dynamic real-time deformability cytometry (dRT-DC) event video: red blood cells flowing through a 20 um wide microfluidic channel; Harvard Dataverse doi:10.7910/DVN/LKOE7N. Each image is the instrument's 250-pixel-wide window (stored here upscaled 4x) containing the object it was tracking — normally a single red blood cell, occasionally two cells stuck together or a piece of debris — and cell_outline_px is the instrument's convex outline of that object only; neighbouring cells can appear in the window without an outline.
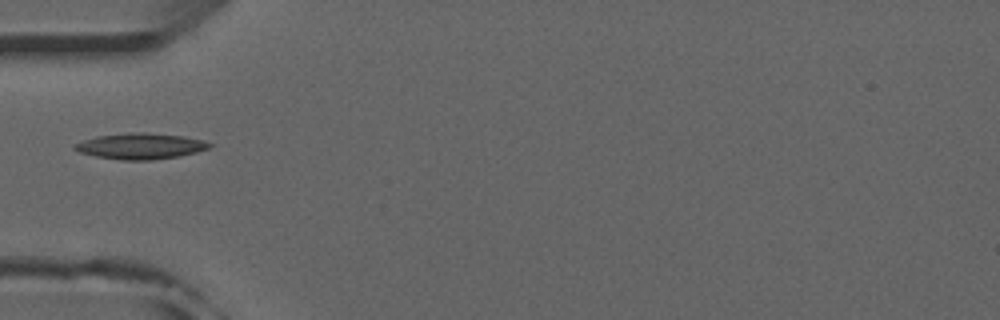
{"species": "common noctule bat (a hibernating species)", "species_latin": "Nyctalus noctula", "temperature_condition": "room temperature", "stored_images_in_passage": 36, "camera_frame_rate_fps": 3000, "um_per_image_px": 0.085, "animal": {"sex": "male", "forearm_length_mm": 52.5}, "frame": {"image": 1, "passage_image": 1, "time_ms": 0.0, "image_size_px": [1000, 320], "cell_outline_px": [[212, 144], [208, 148], [196, 152], [180, 156], [152, 160], [120, 160], [96, 156], [80, 152], [72, 148], [76, 144], [84, 140], [96, 136], [132, 132], [140, 132], [184, 136], [200, 140]], "centroid_in_image_um": [11.92, 12.42], "position_along_channel_um": 73.1, "area_um2": 20.11}}
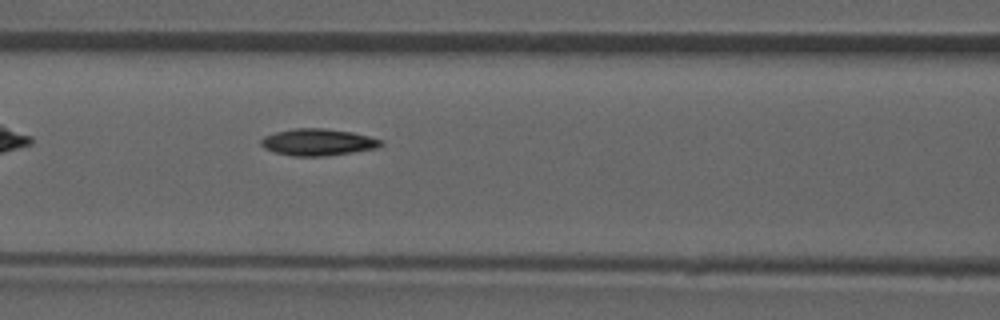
{"frame": {"image": 2, "passage_image": 6, "time_ms": 1.667, "image_size_px": [1000, 320], "cell_outline_px": [[384, 144], [376, 148], [352, 152], [324, 156], [292, 156], [276, 152], [264, 148], [260, 144], [260, 140], [264, 136], [276, 132], [296, 128], [324, 128], [352, 132], [368, 136], [380, 140]], "centroid_in_image_um": [26.99, 12.08], "position_along_channel_um": 139.6, "area_um2": 18.55}}